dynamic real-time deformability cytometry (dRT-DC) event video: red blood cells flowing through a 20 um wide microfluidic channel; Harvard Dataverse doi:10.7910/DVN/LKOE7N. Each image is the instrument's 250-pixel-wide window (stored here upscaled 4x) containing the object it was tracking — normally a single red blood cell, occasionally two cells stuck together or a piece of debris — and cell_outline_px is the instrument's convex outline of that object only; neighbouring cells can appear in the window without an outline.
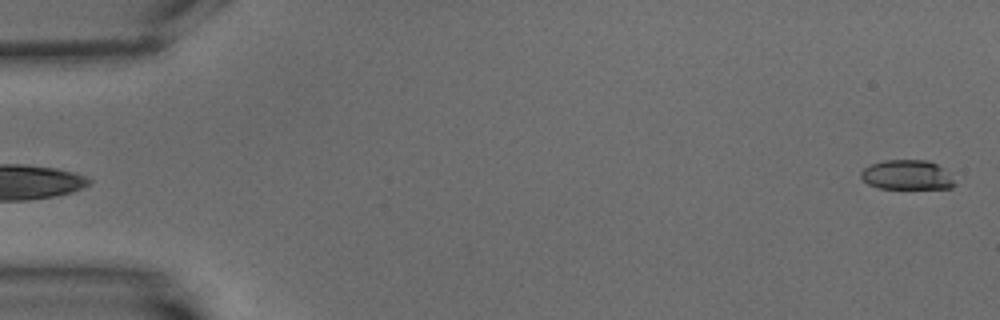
{"species": "common noctule bat (a hibernating species)", "species_latin": "Nyctalus noctula", "temperature_condition": "warm", "stored_images_in_passage": 5, "camera_frame_rate_fps": 3000, "um_per_image_px": 0.085, "animal": {"sex": "male", "body_mass_g": 15.6}, "frame": {"image": 1, "passage_image": 5, "time_ms": 4.667, "image_size_px": [1000, 320], "cell_outline_px": [[956, 184], [952, 188], [880, 188], [868, 184], [860, 176], [860, 172], [864, 168], [872, 164], [884, 160], [928, 160], [944, 168]], "centroid_in_image_um": [77.09, 14.86], "position_along_channel_um": 7.9, "area_um2": 16.07}}